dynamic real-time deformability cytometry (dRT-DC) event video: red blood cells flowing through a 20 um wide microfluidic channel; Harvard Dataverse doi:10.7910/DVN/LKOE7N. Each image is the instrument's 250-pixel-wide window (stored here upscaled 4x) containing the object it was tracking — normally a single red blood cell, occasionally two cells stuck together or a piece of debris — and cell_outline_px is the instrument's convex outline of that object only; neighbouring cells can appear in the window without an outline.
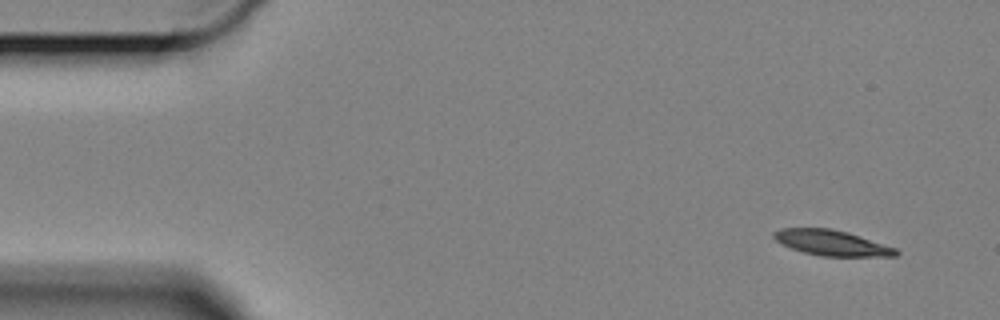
{"species": "Egyptian fruit bat (a non-hibernating species)", "species_latin": "Rousettus aegyptiacus", "temperature_condition": "cold", "stored_images_in_passage": 57, "camera_frame_rate_fps": 3000, "um_per_image_px": 0.085, "animal": {"sex": "female"}, "frame": {"image": 1, "passage_image": 1, "time_ms": 0.0, "image_size_px": [1000, 320], "cell_outline_px": [[900, 252], [896, 256], [820, 256], [804, 252], [792, 248], [776, 240], [772, 236], [772, 232], [780, 228], [832, 228], [848, 232], [896, 248]], "centroid_in_image_um": [70.69, 20.63], "position_along_channel_um": 14.3, "area_um2": 18.03}}
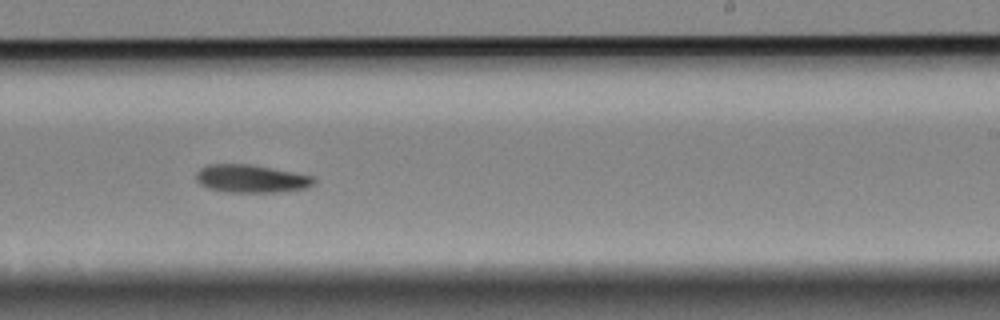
{"frame": {"image": 2, "passage_image": 33, "time_ms": 10.667, "image_size_px": [1000, 320], "cell_outline_px": [[316, 184], [308, 188], [276, 192], [224, 192], [208, 188], [200, 184], [196, 180], [196, 172], [200, 168], [208, 164], [248, 164], [272, 168], [312, 176], [316, 180]], "centroid_in_image_um": [21.34, 15.19], "position_along_channel_um": 267.7, "area_um2": 19.25}}
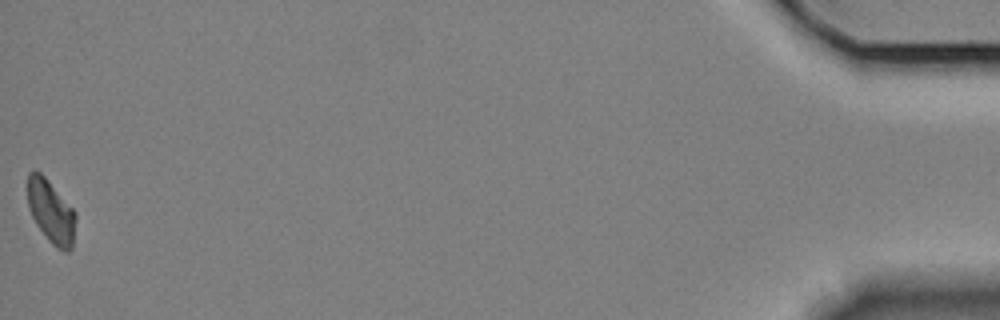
{"frame": {"image": 3, "passage_image": 57, "time_ms": 18.667, "image_size_px": [1000, 320], "cell_outline_px": [[76, 220], [72, 248], [68, 252], [64, 252], [56, 248], [48, 240], [36, 224], [28, 208], [28, 172], [40, 172], [44, 176], [76, 212]], "centroid_in_image_um": [4.35, 18.03], "position_along_channel_um": 430.9, "area_um2": 17.63}, "authors_computed_cell_mechanics": {"area_um2": 19.0162, "velocity_mm_per_s": 3.2722, "shape_relaxation_time_tau1_ms": 3.7622, "shape_relaxation_time_tau2_ms": null, "deformation_change_tau1": 0.1067, "deformation_change_tau2": null}}